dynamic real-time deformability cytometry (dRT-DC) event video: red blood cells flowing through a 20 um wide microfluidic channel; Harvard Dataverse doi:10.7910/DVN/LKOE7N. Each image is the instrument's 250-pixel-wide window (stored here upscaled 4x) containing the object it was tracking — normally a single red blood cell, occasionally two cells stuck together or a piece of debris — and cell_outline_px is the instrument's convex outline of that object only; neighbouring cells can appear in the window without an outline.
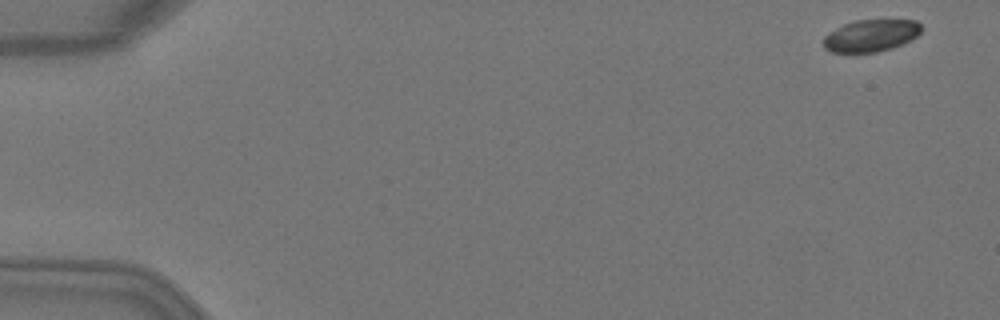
{"species": "Egyptian fruit bat (a non-hibernating species)", "species_latin": "Rousettus aegyptiacus", "temperature_condition": "warm", "stored_images_in_passage": 5, "camera_frame_rate_fps": 3000, "um_per_image_px": 0.085, "animal": {"sex": "female"}, "frame": {"image": 1, "passage_image": 5, "time_ms": 1.333, "image_size_px": [1000, 320], "cell_outline_px": [[920, 32], [916, 36], [892, 48], [876, 52], [832, 52], [824, 48], [824, 36], [828, 32], [844, 24], [856, 20], [916, 20], [920, 24]], "centroid_in_image_um": [73.99, 3.02], "position_along_channel_um": 11.0, "area_um2": 18.03}}